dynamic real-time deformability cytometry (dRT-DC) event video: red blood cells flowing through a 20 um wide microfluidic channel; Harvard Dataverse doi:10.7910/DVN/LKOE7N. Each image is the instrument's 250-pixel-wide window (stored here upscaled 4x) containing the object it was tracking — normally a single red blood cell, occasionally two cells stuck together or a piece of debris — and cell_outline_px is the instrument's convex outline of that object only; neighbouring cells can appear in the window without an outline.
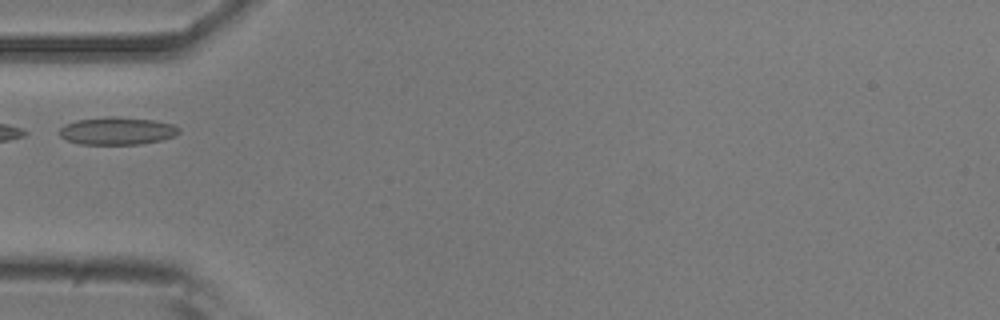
{"species": "common noctule bat (a hibernating species)", "species_latin": "Nyctalus noctula", "temperature_condition": "room temperature", "stored_images_in_passage": 28, "camera_frame_rate_fps": 3000, "um_per_image_px": 0.085, "animal": {"sex": "male", "body_mass_g": 20.5, "forearm_length_mm": 52.5}, "frame": {"image": 1, "passage_image": 1, "time_ms": 0.0, "image_size_px": [1000, 320], "cell_outline_px": [[180, 132], [176, 136], [160, 140], [140, 144], [80, 144], [68, 140], [60, 136], [60, 128], [64, 124], [76, 120], [108, 116], [116, 116], [152, 120], [172, 124], [180, 128]], "centroid_in_image_um": [9.96, 11.12], "position_along_channel_um": 75.0, "area_um2": 19.25}}